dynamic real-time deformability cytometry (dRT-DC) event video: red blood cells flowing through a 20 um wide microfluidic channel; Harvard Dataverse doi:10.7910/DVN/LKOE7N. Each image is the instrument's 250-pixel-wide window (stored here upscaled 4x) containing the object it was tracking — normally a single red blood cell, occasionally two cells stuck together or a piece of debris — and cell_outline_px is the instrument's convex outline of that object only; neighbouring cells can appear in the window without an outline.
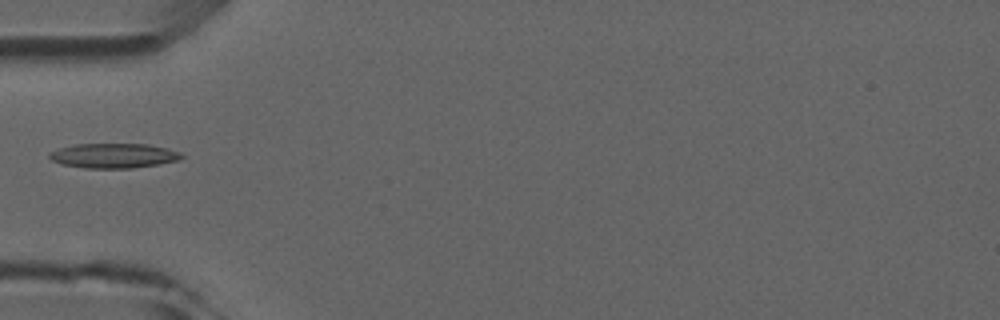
{"species": "common noctule bat (a hibernating species)", "species_latin": "Nyctalus noctula", "temperature_condition": "room temperature", "stored_images_in_passage": 5, "camera_frame_rate_fps": 3000, "um_per_image_px": 0.085, "animal": {"sex": "male", "forearm_length_mm": 52.5}, "frame": {"image": 1, "passage_image": 3, "time_ms": 3.333, "image_size_px": [1000, 320], "cell_outline_px": [[184, 156], [180, 160], [160, 164], [132, 168], [84, 168], [64, 164], [52, 160], [48, 156], [48, 152], [60, 148], [76, 144], [148, 144], [180, 152]], "centroid_in_image_um": [9.67, 13.23], "position_along_channel_um": 75.3, "area_um2": 18.96}}
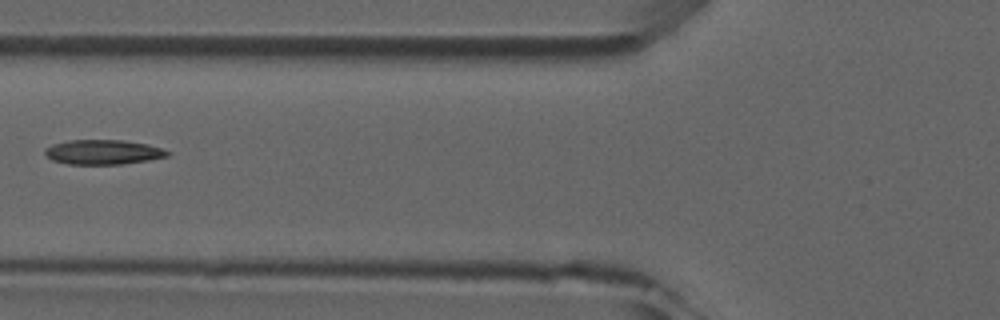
{"frame": {"image": 2, "passage_image": 4, "time_ms": 4.333, "image_size_px": [1000, 320], "cell_outline_px": [[172, 152], [168, 156], [148, 160], [120, 164], [68, 164], [52, 160], [44, 152], [44, 148], [52, 144], [68, 140], [124, 140], [148, 144], [164, 148]], "centroid_in_image_um": [8.79, 12.92], "position_along_channel_um": 117.0, "area_um2": 17.74}}
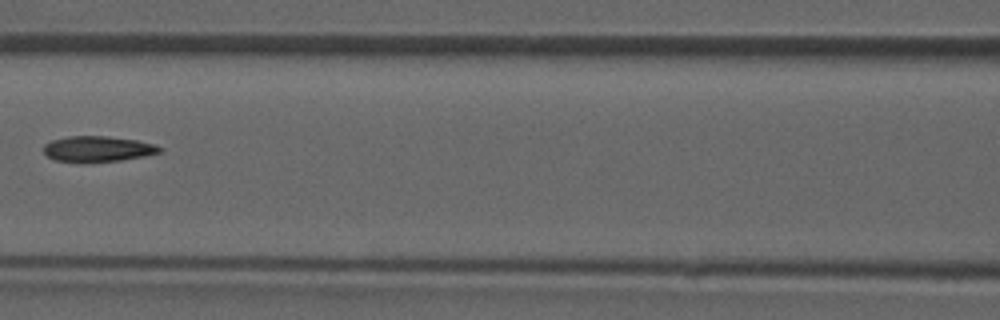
{"frame": {"image": 3, "passage_image": 5, "time_ms": 5.333, "image_size_px": [1000, 320], "cell_outline_px": [[160, 152], [144, 156], [120, 160], [84, 164], [56, 160], [48, 156], [44, 152], [44, 144], [52, 140], [68, 136], [108, 136], [136, 140], [152, 144], [160, 148]], "centroid_in_image_um": [8.24, 12.68], "position_along_channel_um": 158.4, "area_um2": 17.46}}